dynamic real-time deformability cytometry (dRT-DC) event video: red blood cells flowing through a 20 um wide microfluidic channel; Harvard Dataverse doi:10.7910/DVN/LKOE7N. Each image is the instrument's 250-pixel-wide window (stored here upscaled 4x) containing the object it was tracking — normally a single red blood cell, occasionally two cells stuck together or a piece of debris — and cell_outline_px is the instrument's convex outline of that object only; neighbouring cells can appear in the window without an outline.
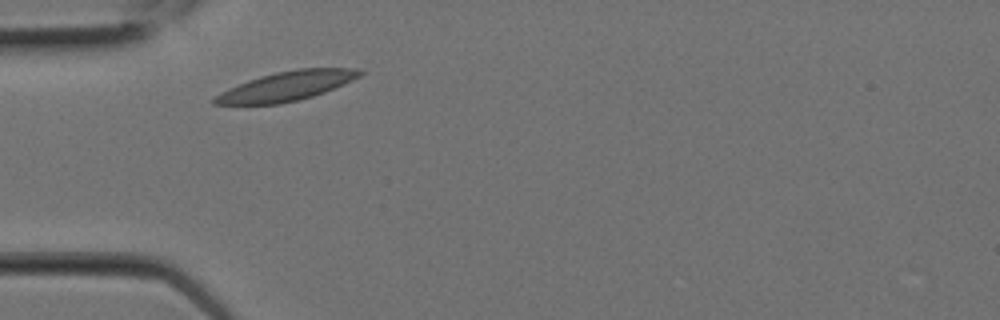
{"species": "Egyptian fruit bat (a non-hibernating species)", "species_latin": "Rousettus aegyptiacus", "temperature_condition": "room temperature", "stored_images_in_passage": 2, "camera_frame_rate_fps": 3000, "um_per_image_px": 0.085, "animal": {"sex": "female"}, "frame": {"image": 1, "passage_image": 1, "time_ms": 0.0, "image_size_px": [1000, 320], "cell_outline_px": [[368, 72], [344, 84], [324, 92], [312, 96], [280, 104], [212, 104], [212, 100], [216, 96], [248, 80], [260, 76], [276, 72], [296, 68], [356, 68]], "centroid_in_image_um": [24.44, 7.3], "position_along_channel_um": 60.6, "area_um2": 24.45}}